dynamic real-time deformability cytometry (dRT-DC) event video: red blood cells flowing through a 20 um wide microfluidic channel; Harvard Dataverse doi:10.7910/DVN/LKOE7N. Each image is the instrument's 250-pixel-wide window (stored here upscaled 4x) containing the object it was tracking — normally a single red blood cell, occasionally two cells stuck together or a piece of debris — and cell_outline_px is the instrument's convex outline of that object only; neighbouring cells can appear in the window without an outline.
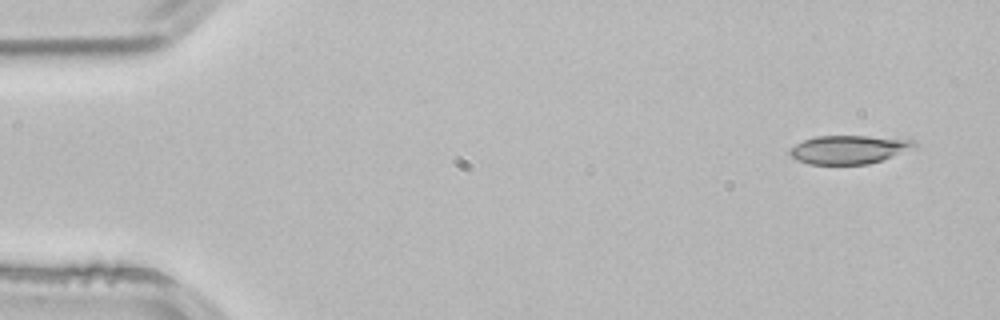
{"species": "common noctule bat (a hibernating species)", "species_latin": "Nyctalus noctula", "temperature_condition": "room temperature", "stored_images_in_passage": 3, "camera_frame_rate_fps": 3000, "um_per_image_px": 0.085, "animal": {"sex": "male", "body_mass_g": 21.5, "forearm_length_mm": 52.0}, "frame": {"image": 1, "passage_image": 1, "time_ms": 0.0, "image_size_px": [1000, 320], "cell_outline_px": [[920, 144], [916, 148], [868, 164], [808, 164], [796, 160], [788, 152], [796, 144], [804, 140], [816, 136], [868, 136], [916, 140]], "centroid_in_image_um": [72.2, 12.7], "position_along_channel_um": 12.8, "area_um2": 20.69}}
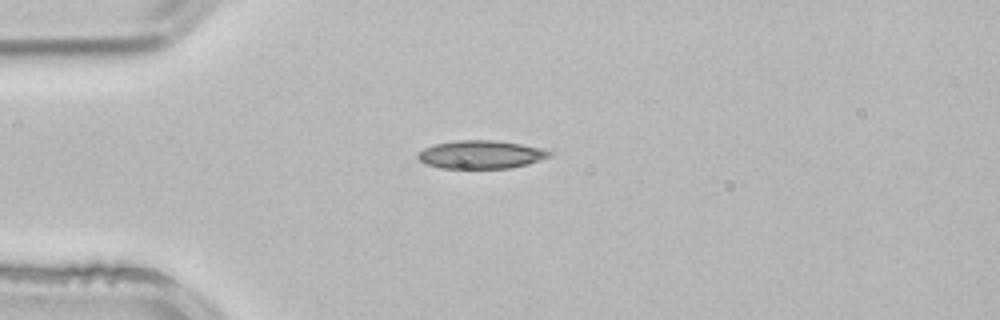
{"frame": {"image": 2, "passage_image": 3, "time_ms": 0.667, "image_size_px": [1000, 320], "cell_outline_px": [[552, 156], [528, 164], [508, 168], [440, 168], [424, 164], [416, 156], [424, 148], [436, 144], [456, 140], [496, 140], [520, 144], [540, 148], [552, 152]], "centroid_in_image_um": [40.87, 13.14], "position_along_channel_um": 44.1, "area_um2": 21.56}}